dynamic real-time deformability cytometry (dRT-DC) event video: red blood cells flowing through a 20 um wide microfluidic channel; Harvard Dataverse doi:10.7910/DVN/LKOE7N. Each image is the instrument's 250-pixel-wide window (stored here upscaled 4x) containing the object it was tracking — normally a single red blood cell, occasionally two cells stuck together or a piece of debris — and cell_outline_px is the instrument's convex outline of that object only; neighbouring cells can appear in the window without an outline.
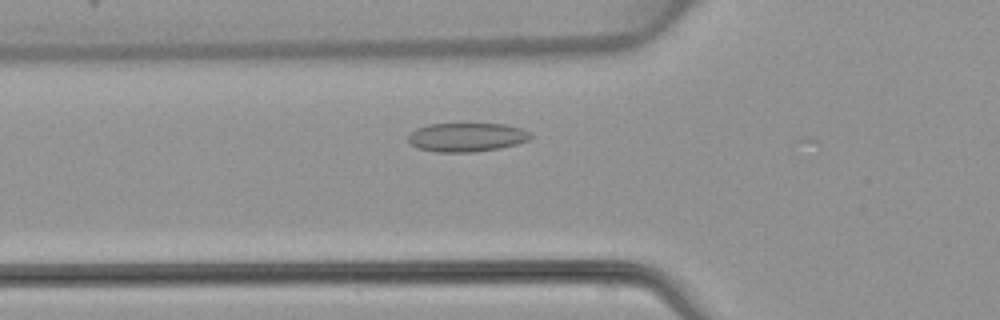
{"species": "common noctule bat (a hibernating species)", "species_latin": "Nyctalus noctula", "temperature_condition": "warm", "stored_images_in_passage": 23, "camera_frame_rate_fps": 3000, "um_per_image_px": 0.085, "animal": {"sex": "female", "body_mass_g": 22.7, "forearm_length_mm": 54.2}, "frame": {"image": 1, "passage_image": 11, "time_ms": 3.333, "image_size_px": [1000, 320], "cell_outline_px": [[532, 136], [528, 140], [516, 144], [500, 148], [472, 152], [436, 152], [416, 148], [408, 140], [408, 136], [416, 128], [428, 124], [504, 124], [520, 128], [528, 132]], "centroid_in_image_um": [39.64, 11.67], "position_along_channel_um": 86.2, "area_um2": 20.46}}
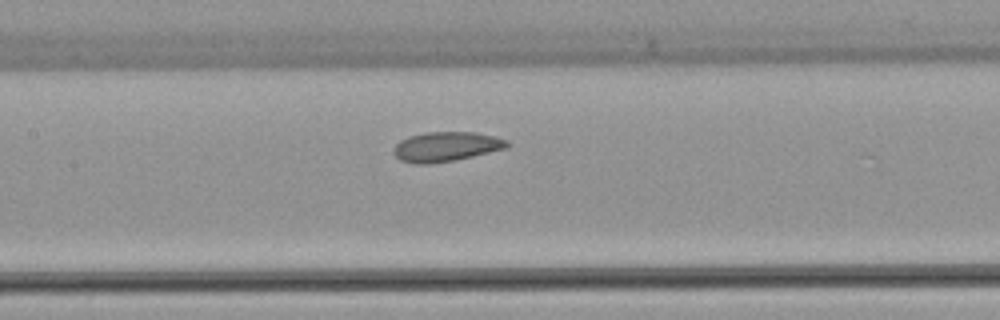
{"frame": {"image": 2, "passage_image": 17, "time_ms": 5.333, "image_size_px": [1000, 320], "cell_outline_px": [[508, 148], [456, 160], [428, 164], [412, 164], [400, 160], [392, 152], [392, 148], [400, 140], [408, 136], [424, 132], [476, 132], [496, 136], [508, 140]], "centroid_in_image_um": [37.9, 12.46], "position_along_channel_um": 169.5, "area_um2": 19.94}}
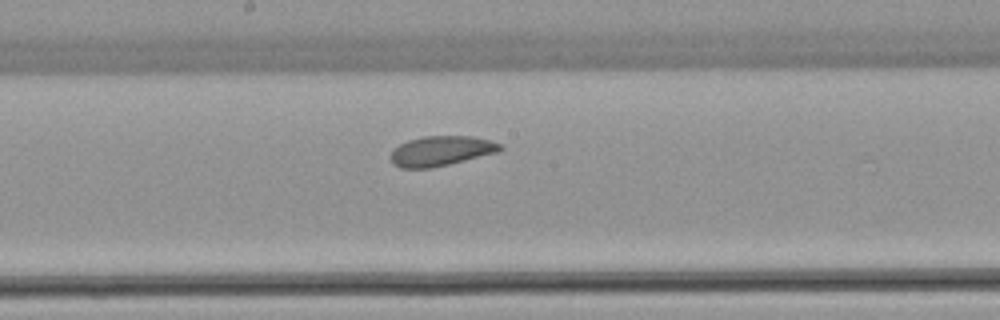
{"frame": {"image": 3, "passage_image": 20, "time_ms": 6.333, "image_size_px": [1000, 320], "cell_outline_px": [[504, 148], [500, 152], [432, 168], [400, 168], [392, 164], [388, 156], [392, 148], [408, 140], [424, 136], [472, 136], [488, 140], [500, 144]], "centroid_in_image_um": [37.44, 12.84], "position_along_channel_um": 210.8, "area_um2": 19.36}}